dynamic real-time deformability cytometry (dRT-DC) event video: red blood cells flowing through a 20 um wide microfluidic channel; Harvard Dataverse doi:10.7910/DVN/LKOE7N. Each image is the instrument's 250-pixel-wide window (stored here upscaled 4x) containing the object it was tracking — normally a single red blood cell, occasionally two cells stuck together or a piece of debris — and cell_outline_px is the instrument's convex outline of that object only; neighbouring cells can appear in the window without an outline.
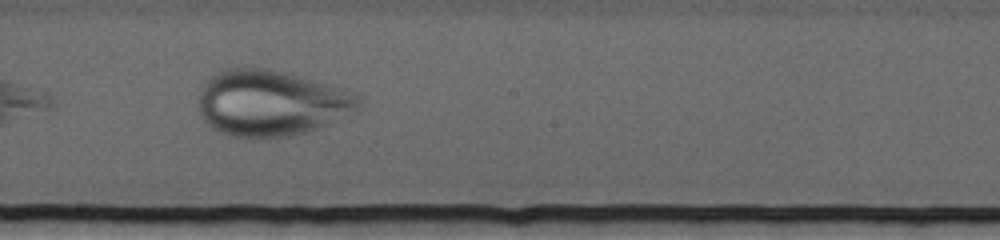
{"species": "human", "species_latin": "Homo sapiens", "temperature_condition": "cold", "stored_images_in_passage": 44, "camera_frame_rate_fps": 3000, "um_per_image_px": 0.085, "donor": {"sex": "female"}, "frame": {"image": 1, "passage_image": 19, "time_ms": 6.0, "image_size_px": [1000, 240], "cell_outline_px": [[364, 96], [360, 108], [356, 112], [328, 124], [292, 136], [264, 140], [252, 140], [228, 136], [212, 128], [204, 120], [200, 112], [200, 92], [204, 84], [220, 68], [268, 68], [288, 72], [332, 84], [360, 92]], "centroid_in_image_um": [23.13, 8.77], "position_along_channel_um": 225.1, "area_um2": 63.23}}